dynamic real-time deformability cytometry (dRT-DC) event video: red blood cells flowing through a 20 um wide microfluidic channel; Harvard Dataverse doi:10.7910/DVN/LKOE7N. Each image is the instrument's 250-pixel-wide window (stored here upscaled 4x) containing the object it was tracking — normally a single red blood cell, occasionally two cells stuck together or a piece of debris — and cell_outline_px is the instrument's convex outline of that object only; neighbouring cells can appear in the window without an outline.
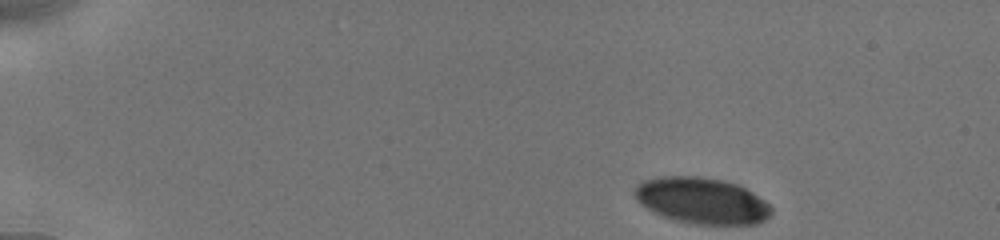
{"species": "human", "species_latin": "Homo sapiens", "temperature_condition": "cold", "stored_images_in_passage": 47, "camera_frame_rate_fps": 3000, "um_per_image_px": 0.085, "donor": {"sex": "male"}, "frame": {"image": 1, "passage_image": 1, "time_ms": 0.0, "image_size_px": [1000, 240], "cell_outline_px": [[772, 212], [760, 224], [692, 224], [676, 220], [664, 216], [640, 204], [636, 196], [636, 184], [644, 180], [660, 176], [696, 176], [724, 180], [736, 184], [752, 192], [764, 200], [772, 208]], "centroid_in_image_um": [59.67, 17.05], "position_along_channel_um": 25.3, "area_um2": 36.53}}
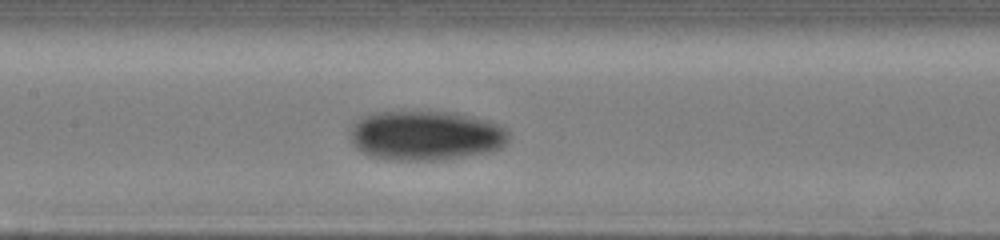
{"frame": {"image": 2, "passage_image": 21, "time_ms": 6.667, "image_size_px": [1000, 240], "cell_outline_px": [[508, 140], [500, 148], [492, 152], [436, 160], [384, 160], [368, 156], [360, 152], [352, 144], [348, 136], [348, 128], [360, 116], [368, 112], [452, 112], [472, 116], [488, 120], [508, 128]], "centroid_in_image_um": [36.11, 11.52], "position_along_channel_um": 171.3, "area_um2": 46.82}}
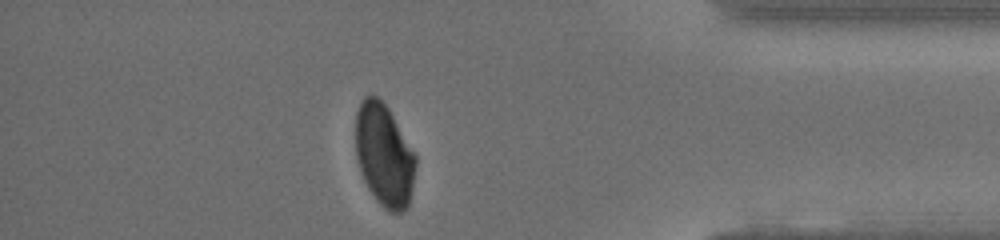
{"frame": {"image": 3, "passage_image": 41, "time_ms": 13.333, "image_size_px": [1000, 240], "cell_outline_px": [[416, 164], [412, 188], [408, 204], [400, 212], [388, 212], [376, 200], [368, 188], [360, 172], [356, 156], [356, 112], [364, 96], [372, 92], [388, 108], [416, 152]], "centroid_in_image_um": [32.65, 13.16], "position_along_channel_um": 402.5, "area_um2": 36.07}, "authors_computed_cell_mechanics": {"area_um2": 40.8068, "velocity_mm_per_s": 3.8492, "shape_relaxation_time_tau1_ms": 3.7204, "shape_relaxation_time_tau2_ms": 3.4271, "deformation_change_tau1": 0.0955, "deformation_change_tau2": 0.0462}}